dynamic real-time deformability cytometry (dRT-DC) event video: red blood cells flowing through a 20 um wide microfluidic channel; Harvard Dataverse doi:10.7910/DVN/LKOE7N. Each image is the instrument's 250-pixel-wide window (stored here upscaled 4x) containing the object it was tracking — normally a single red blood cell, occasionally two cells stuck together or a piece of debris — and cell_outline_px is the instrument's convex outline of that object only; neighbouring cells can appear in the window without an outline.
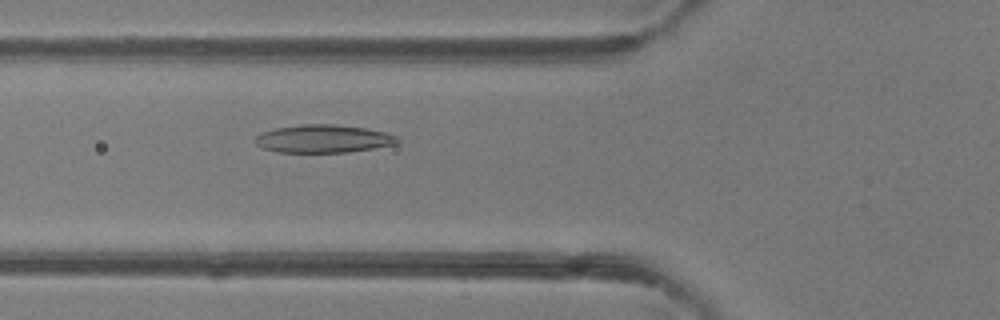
{"species": "common noctule bat (a hibernating species)", "species_latin": "Nyctalus noctula", "temperature_condition": "room temperature", "stored_images_in_passage": 50, "camera_frame_rate_fps": 3000, "um_per_image_px": 0.085, "animal": {"sex": "female"}, "frame": {"image": 1, "passage_image": 19, "time_ms": 6.0, "image_size_px": [1000, 320], "cell_outline_px": [[400, 140], [396, 144], [348, 152], [280, 152], [264, 148], [256, 144], [256, 136], [260, 132], [276, 128], [304, 124], [336, 124], [368, 128], [384, 132], [396, 136]], "centroid_in_image_um": [27.49, 11.78], "position_along_channel_um": 98.3, "area_um2": 23.06}}
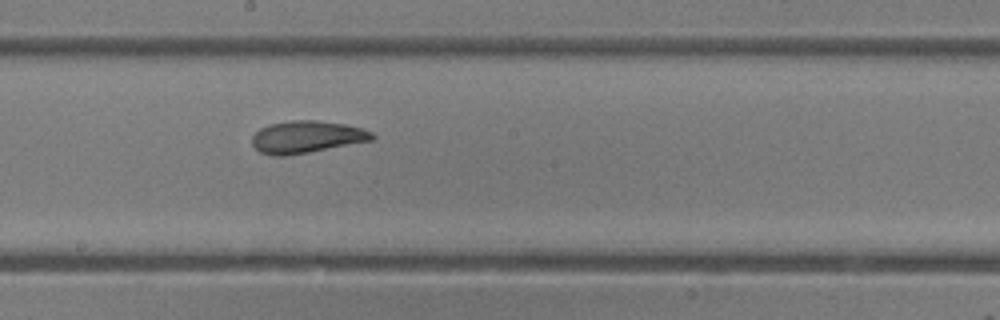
{"frame": {"image": 2, "passage_image": 28, "time_ms": 9.0, "image_size_px": [1000, 320], "cell_outline_px": [[376, 136], [372, 140], [288, 156], [272, 156], [260, 152], [252, 144], [252, 136], [260, 128], [268, 124], [292, 120], [316, 120], [344, 124], [364, 128], [372, 132]], "centroid_in_image_um": [26.05, 11.64], "position_along_channel_um": 222.1, "area_um2": 22.6}}
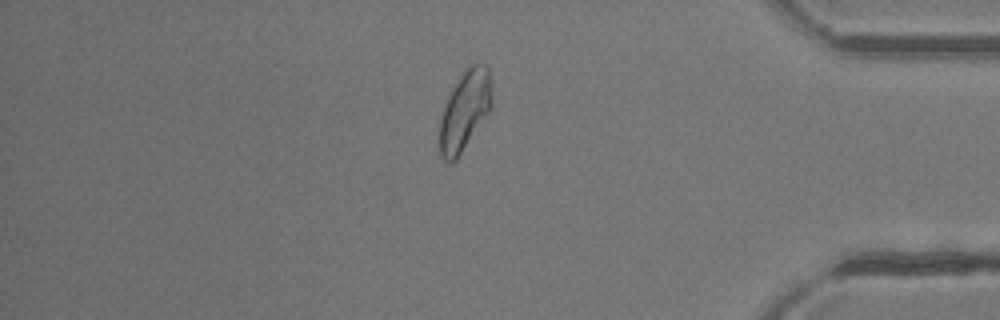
{"frame": {"image": 3, "passage_image": 43, "time_ms": 14.0, "image_size_px": [1000, 320], "cell_outline_px": [[492, 108], [456, 160], [452, 164], [448, 164], [440, 156], [436, 140], [440, 116], [444, 104], [452, 88], [460, 76], [472, 64], [484, 64], [488, 68], [492, 100]], "centroid_in_image_um": [39.44, 9.5], "position_along_channel_um": 395.8, "area_um2": 24.68}, "authors_computed_cell_mechanics": {"area_um2": 24.2182, "velocity_mm_per_s": 4.1078, "shape_relaxation_time_tau1_ms": 5.0211, "shape_relaxation_time_tau2_ms": 1.5798, "deformation_change_tau1": 0.167, "deformation_change_tau2": 0.0713}}